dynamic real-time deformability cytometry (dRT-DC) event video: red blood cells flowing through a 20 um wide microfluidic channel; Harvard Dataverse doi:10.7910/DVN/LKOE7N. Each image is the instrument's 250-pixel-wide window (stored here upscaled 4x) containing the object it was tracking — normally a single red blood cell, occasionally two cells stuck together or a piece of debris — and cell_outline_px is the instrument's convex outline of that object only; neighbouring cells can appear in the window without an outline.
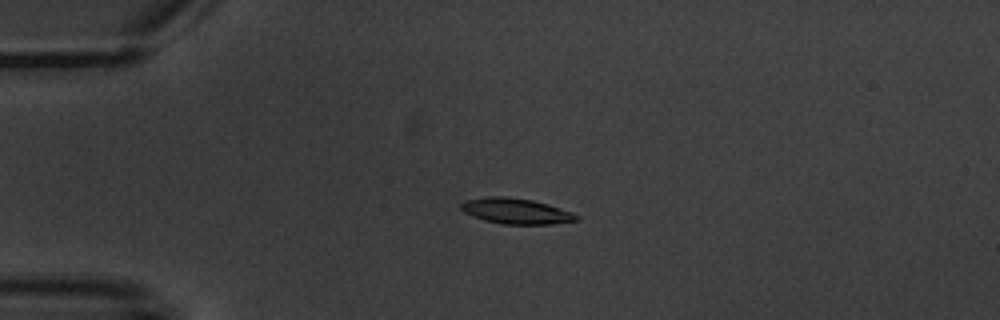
{"species": "common noctule bat (a hibernating species)", "species_latin": "Nyctalus noctula", "temperature_condition": "warm", "stored_images_in_passage": 4, "camera_frame_rate_fps": 3000, "um_per_image_px": 0.085, "animal": {"sex": "male", "body_mass_g": 20.1, "forearm_length_mm": 53.5}, "frame": {"image": 1, "passage_image": 3, "time_ms": 3.333, "image_size_px": [1000, 320], "cell_outline_px": [[580, 220], [552, 224], [504, 224], [484, 220], [472, 216], [464, 212], [460, 208], [460, 204], [464, 200], [488, 196], [504, 196], [532, 200], [548, 204], [572, 212], [580, 216]], "centroid_in_image_um": [43.86, 17.94], "position_along_channel_um": 41.1, "area_um2": 17.34}}